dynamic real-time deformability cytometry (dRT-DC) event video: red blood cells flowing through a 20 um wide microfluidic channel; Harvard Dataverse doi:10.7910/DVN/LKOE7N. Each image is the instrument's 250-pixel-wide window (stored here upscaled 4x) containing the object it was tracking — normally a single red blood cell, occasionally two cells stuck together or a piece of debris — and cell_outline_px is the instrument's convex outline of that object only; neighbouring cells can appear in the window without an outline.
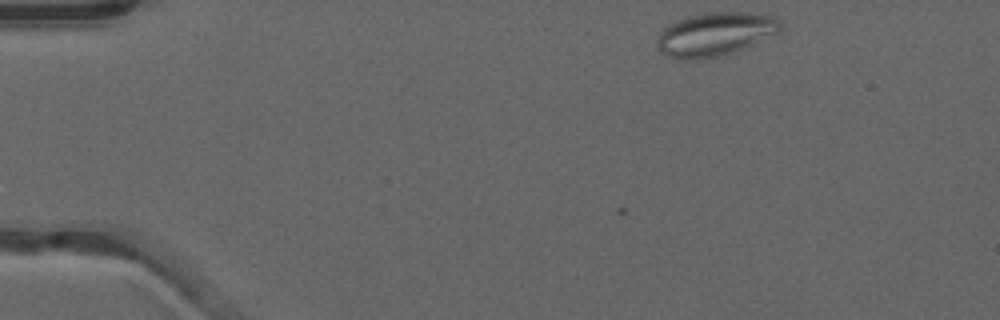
{"species": "common noctule bat (a hibernating species)", "species_latin": "Nyctalus noctula", "temperature_condition": "warm", "stored_images_in_passage": 46, "camera_frame_rate_fps": 3000, "um_per_image_px": 0.085, "animal": {"sex": "male", "forearm_length_mm": 52.5}, "frame": {"image": 1, "passage_image": 1, "time_ms": 0.0, "image_size_px": [1000, 320], "cell_outline_px": [[780, 28], [776, 32], [744, 48], [732, 52], [700, 60], [680, 60], [668, 56], [660, 52], [656, 44], [656, 36], [668, 24], [688, 16], [704, 12], [752, 12], [776, 16], [780, 20]], "centroid_in_image_um": [60.72, 2.89], "position_along_channel_um": 24.3, "area_um2": 31.39}}
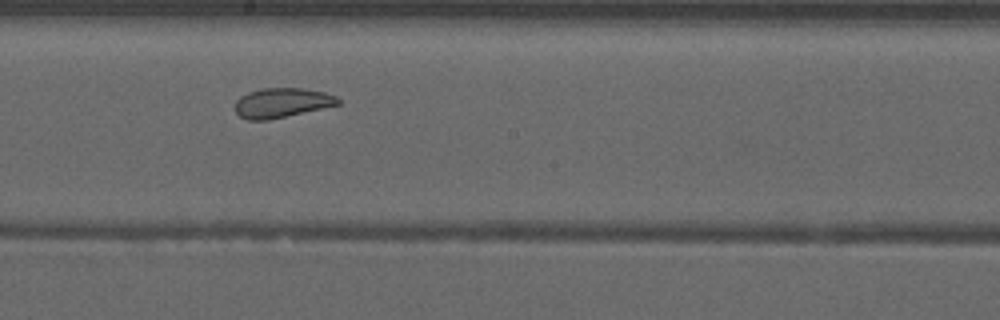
{"frame": {"image": 2, "passage_image": 23, "time_ms": 7.333, "image_size_px": [1000, 320], "cell_outline_px": [[340, 104], [268, 120], [248, 120], [240, 116], [236, 112], [236, 100], [240, 96], [248, 92], [264, 88], [304, 88], [324, 92], [336, 96], [340, 100]], "centroid_in_image_um": [23.95, 8.73], "position_along_channel_um": 224.2, "area_um2": 17.63}}
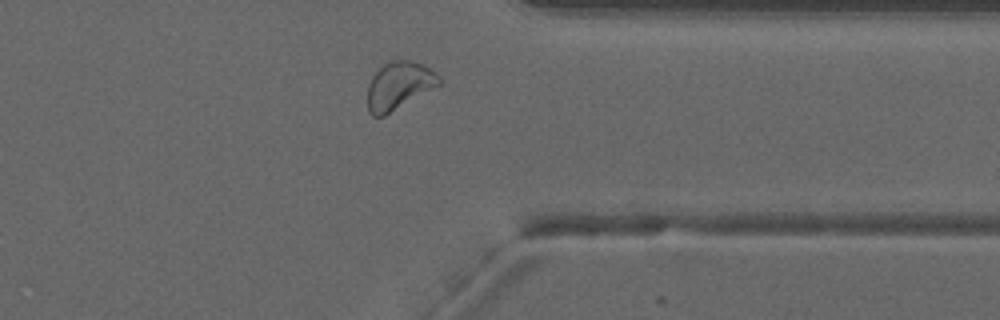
{"frame": {"image": 3, "passage_image": 35, "time_ms": 11.333, "image_size_px": [1000, 320], "cell_outline_px": [[440, 84], [384, 116], [372, 116], [368, 108], [368, 84], [372, 76], [384, 64], [392, 60], [412, 60], [436, 72], [440, 76]], "centroid_in_image_um": [33.9, 7.27], "position_along_channel_um": 377.5, "area_um2": 19.54}, "authors_computed_cell_mechanics": {"area_um2": 20.5479, "velocity_mm_per_s": 3.9375, "shape_relaxation_time_tau1_ms": null, "shape_relaxation_time_tau2_ms": 1.4395, "deformation_change_tau1": null, "deformation_change_tau2": 0.0687}}